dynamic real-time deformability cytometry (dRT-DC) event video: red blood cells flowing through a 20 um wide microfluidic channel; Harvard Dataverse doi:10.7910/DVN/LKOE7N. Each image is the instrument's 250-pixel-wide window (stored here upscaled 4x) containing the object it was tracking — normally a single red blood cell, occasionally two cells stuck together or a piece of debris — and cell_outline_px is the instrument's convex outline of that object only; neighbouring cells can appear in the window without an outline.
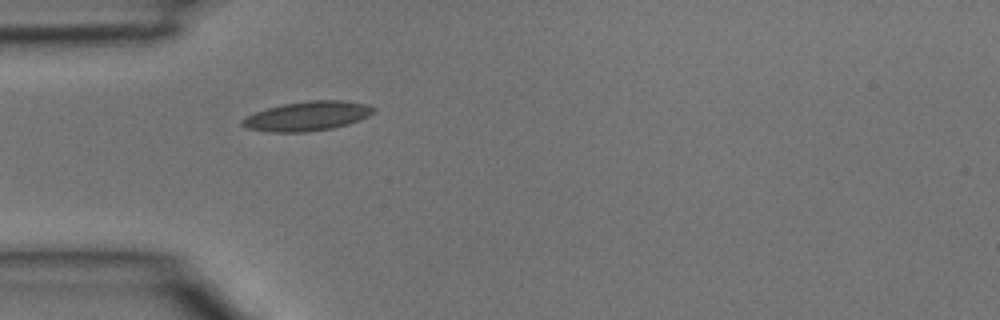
{"species": "common noctule bat (a hibernating species)", "species_latin": "Nyctalus noctula", "temperature_condition": "room temperature", "stored_images_in_passage": 1, "camera_frame_rate_fps": 3000, "um_per_image_px": 0.085, "animal": {"sex": "male", "body_mass_g": 15.6}, "frame": {"image": 1, "passage_image": 1, "time_ms": 0.0, "image_size_px": [1000, 320], "cell_outline_px": [[376, 112], [368, 116], [348, 124], [332, 128], [304, 132], [272, 132], [248, 128], [240, 124], [240, 120], [256, 112], [268, 108], [284, 104], [312, 100], [344, 100], [368, 104], [376, 108]], "centroid_in_image_um": [26.17, 9.86], "position_along_channel_um": 58.8, "area_um2": 22.37}}